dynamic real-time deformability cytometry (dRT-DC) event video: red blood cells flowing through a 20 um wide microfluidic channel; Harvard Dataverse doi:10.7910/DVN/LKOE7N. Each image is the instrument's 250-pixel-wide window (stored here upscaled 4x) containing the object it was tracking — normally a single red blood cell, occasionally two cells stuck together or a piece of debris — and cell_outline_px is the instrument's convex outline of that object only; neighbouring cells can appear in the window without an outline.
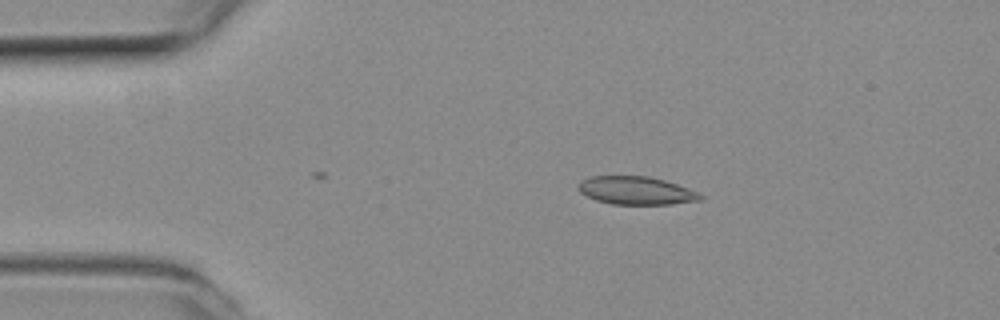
{"species": "common noctule bat (a hibernating species)", "species_latin": "Nyctalus noctula", "temperature_condition": "room temperature", "stored_images_in_passage": 40, "camera_frame_rate_fps": 3000, "um_per_image_px": 0.085, "animal": {"sex": "female", "body_mass_g": 19.3, "forearm_length_mm": 54.1}, "frame": {"image": 1, "passage_image": 9, "time_ms": 2.667, "image_size_px": [1000, 320], "cell_outline_px": [[704, 196], [700, 200], [668, 204], [612, 204], [596, 200], [580, 192], [576, 188], [576, 184], [580, 180], [592, 176], [648, 176], [664, 180], [688, 188]], "centroid_in_image_um": [54.01, 16.19], "position_along_channel_um": 31.0, "area_um2": 19.88}}
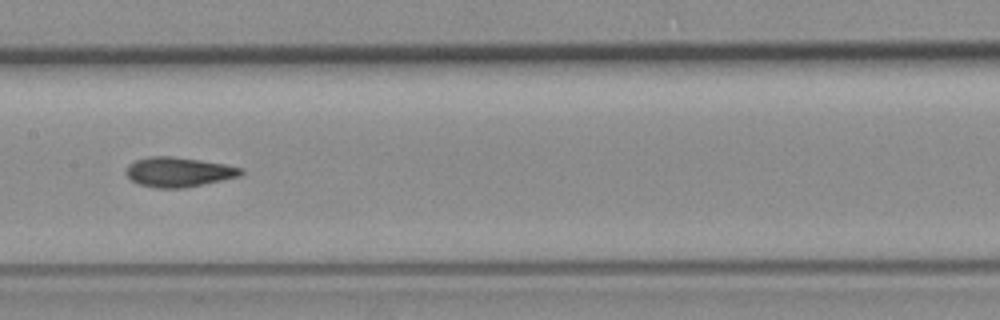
{"frame": {"image": 2, "passage_image": 25, "time_ms": 8.0, "image_size_px": [1000, 320], "cell_outline_px": [[244, 172], [240, 176], [184, 188], [156, 188], [140, 184], [132, 180], [128, 176], [128, 164], [136, 160], [148, 156], [172, 156], [200, 160], [224, 164], [244, 168]], "centroid_in_image_um": [15.21, 14.61], "position_along_channel_um": 192.2, "area_um2": 19.71}}
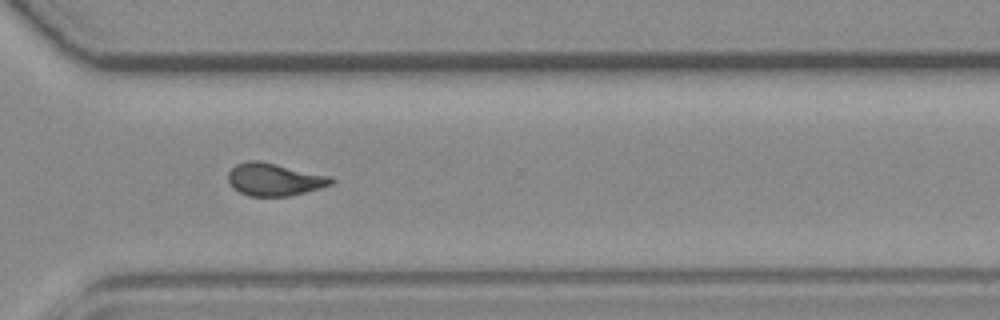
{"frame": {"image": 3, "passage_image": 37, "time_ms": 12.0, "image_size_px": [1000, 320], "cell_outline_px": [[336, 180], [332, 184], [320, 188], [288, 196], [248, 196], [232, 188], [228, 180], [228, 172], [236, 164], [248, 160], [260, 160], [332, 176]], "centroid_in_image_um": [23.32, 15.24], "position_along_channel_um": 347.3, "area_um2": 19.77}, "authors_computed_cell_mechanics": {"area_um2": 19.7387, "velocity_mm_per_s": 3.8927, "shape_relaxation_time_tau1_ms": null, "shape_relaxation_time_tau2_ms": 2.1727, "deformation_change_tau1": null, "deformation_change_tau2": 0.0766}}